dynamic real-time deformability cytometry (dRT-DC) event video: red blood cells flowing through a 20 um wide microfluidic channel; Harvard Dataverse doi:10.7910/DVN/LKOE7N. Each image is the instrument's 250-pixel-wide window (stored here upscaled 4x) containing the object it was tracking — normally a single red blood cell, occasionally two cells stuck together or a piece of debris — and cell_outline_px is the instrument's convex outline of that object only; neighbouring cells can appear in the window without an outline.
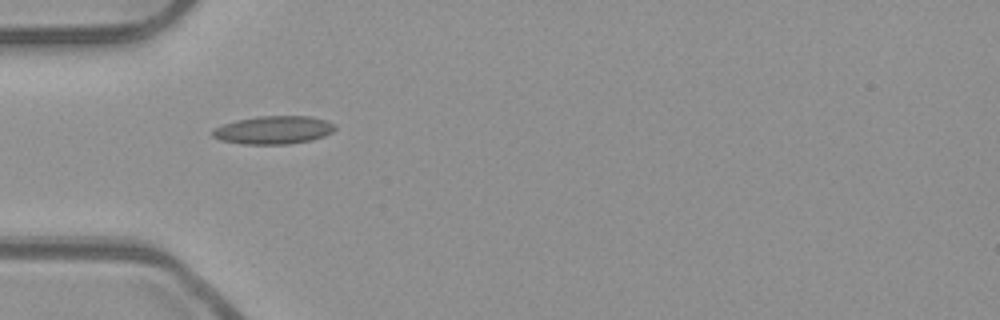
{"species": "common noctule bat (a hibernating species)", "species_latin": "Nyctalus noctula", "temperature_condition": "room temperature", "stored_images_in_passage": 37, "camera_frame_rate_fps": 3000, "um_per_image_px": 0.085, "animal": {"sex": "male", "body_mass_g": 23.1, "forearm_length_mm": 52.7}, "frame": {"image": 1, "passage_image": 1, "time_ms": 0.0, "image_size_px": [1000, 320], "cell_outline_px": [[336, 128], [332, 132], [324, 136], [312, 140], [288, 144], [244, 144], [220, 140], [212, 136], [212, 132], [216, 128], [224, 124], [236, 120], [260, 116], [308, 116], [328, 120], [336, 124]], "centroid_in_image_um": [23.3, 11.05], "position_along_channel_um": 61.7, "area_um2": 20.06}}
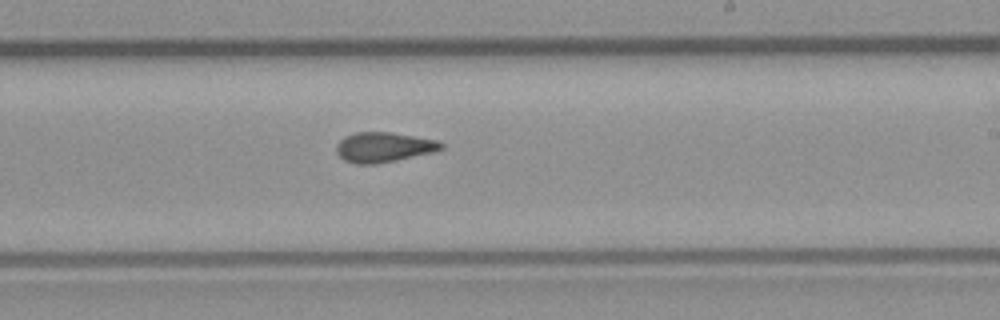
{"frame": {"image": 2, "passage_image": 16, "time_ms": 5.0, "image_size_px": [1000, 320], "cell_outline_px": [[444, 148], [432, 152], [396, 160], [376, 164], [356, 164], [344, 160], [336, 152], [336, 144], [344, 136], [356, 132], [392, 132], [436, 140], [444, 144]], "centroid_in_image_um": [32.58, 12.51], "position_along_channel_um": 256.4, "area_um2": 18.26}}
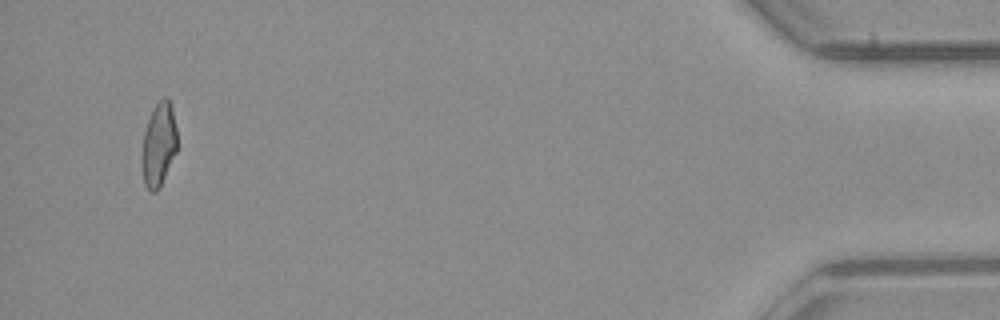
{"frame": {"image": 3, "passage_image": 35, "time_ms": 11.333, "image_size_px": [1000, 320], "cell_outline_px": [[176, 152], [160, 188], [156, 192], [148, 192], [144, 184], [140, 160], [140, 156], [144, 132], [152, 108], [164, 96], [168, 96], [172, 104], [176, 128]], "centroid_in_image_um": [13.46, 12.3], "position_along_channel_um": 421.7, "area_um2": 17.69}, "authors_computed_cell_mechanics": {"area_um2": 18.0914, "velocity_mm_per_s": 3.9151, "shape_relaxation_time_tau1_ms": null, "shape_relaxation_time_tau2_ms": 2.8598, "deformation_change_tau1": null, "deformation_change_tau2": 0.0931}}